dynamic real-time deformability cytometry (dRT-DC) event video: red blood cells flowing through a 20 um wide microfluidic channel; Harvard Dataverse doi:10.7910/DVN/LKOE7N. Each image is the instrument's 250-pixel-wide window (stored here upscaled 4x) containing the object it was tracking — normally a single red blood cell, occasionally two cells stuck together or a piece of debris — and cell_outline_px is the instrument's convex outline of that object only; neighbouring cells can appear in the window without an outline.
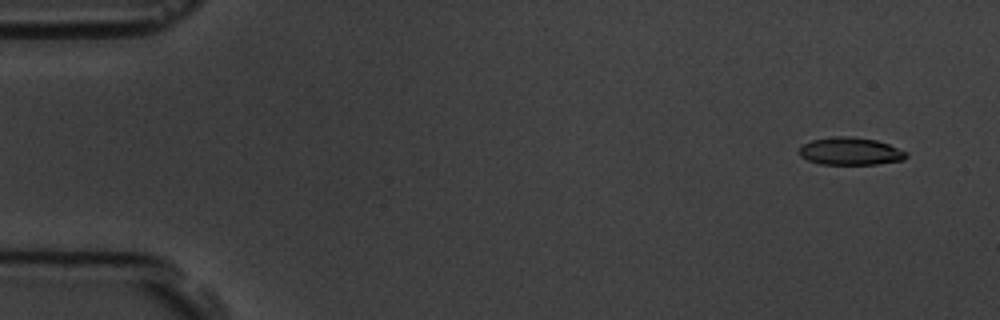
{"species": "common noctule bat (a hibernating species)", "species_latin": "Nyctalus noctula", "temperature_condition": "room temperature", "stored_images_in_passage": 2, "segment_of_instrument_passage": [2, 2], "camera_frame_rate_fps": 3000, "um_per_image_px": 0.085, "animal": {"sex": "male", "body_mass_g": 19.5, "forearm_length_mm": 54.6}, "frame": {"image": 1, "passage_image": 2, "time_ms": 1.333, "image_size_px": [1000, 320], "cell_outline_px": [[908, 156], [904, 160], [876, 164], [820, 164], [808, 160], [800, 156], [800, 148], [804, 144], [812, 140], [836, 136], [852, 136], [876, 140], [888, 144], [908, 152]], "centroid_in_image_um": [72.31, 12.86], "position_along_channel_um": 12.7, "area_um2": 17.17}}